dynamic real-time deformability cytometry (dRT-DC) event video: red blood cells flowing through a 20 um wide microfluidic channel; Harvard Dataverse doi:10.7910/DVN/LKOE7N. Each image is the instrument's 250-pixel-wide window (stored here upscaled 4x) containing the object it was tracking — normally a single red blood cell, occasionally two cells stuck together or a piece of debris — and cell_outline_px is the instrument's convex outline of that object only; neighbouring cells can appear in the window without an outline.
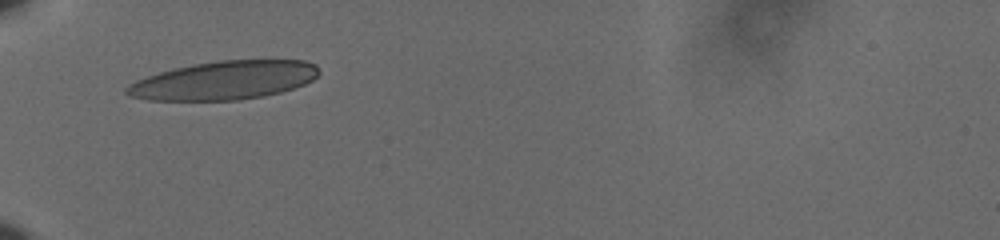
{"species": "human", "species_latin": "Homo sapiens", "temperature_condition": "cold", "stored_images_in_passage": 31, "camera_frame_rate_fps": 3000, "um_per_image_px": 0.085, "donor": {"sex": "male"}, "frame": {"image": 1, "passage_image": 1, "time_ms": 0.0, "image_size_px": [1000, 240], "cell_outline_px": [[320, 72], [312, 80], [304, 84], [280, 92], [264, 96], [236, 100], [148, 100], [128, 96], [124, 92], [124, 88], [128, 84], [136, 80], [160, 72], [192, 64], [220, 60], [304, 60], [316, 64]], "centroid_in_image_um": [19.03, 6.83], "position_along_channel_um": 66.0, "area_um2": 43.12}}
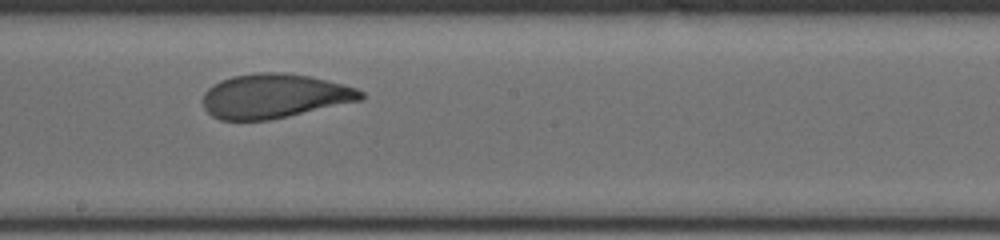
{"frame": {"image": 2, "passage_image": 15, "time_ms": 4.667, "image_size_px": [1000, 240], "cell_outline_px": [[364, 96], [360, 100], [288, 116], [268, 120], [220, 120], [212, 116], [204, 108], [204, 92], [212, 84], [220, 80], [232, 76], [256, 72], [284, 72], [308, 76], [328, 80], [356, 88], [364, 92]], "centroid_in_image_um": [23.29, 8.15], "position_along_channel_um": 224.9, "area_um2": 40.69}}
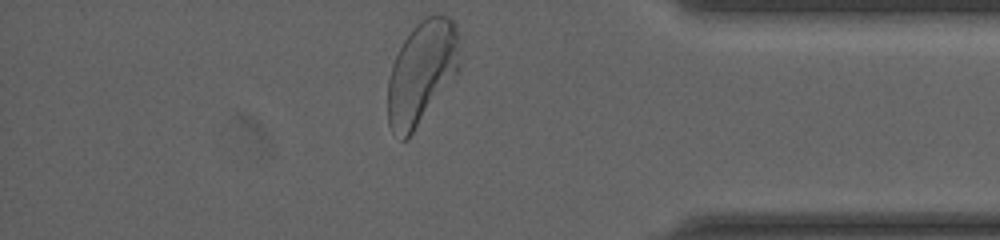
{"frame": {"image": 3, "passage_image": 31, "time_ms": 10.0, "image_size_px": [1000, 240], "cell_outline_px": [[460, 68], [408, 140], [400, 140], [392, 132], [388, 124], [388, 80], [392, 64], [404, 40], [412, 28], [420, 20], [428, 16], [448, 16], [456, 24], [460, 40]], "centroid_in_image_um": [35.85, 6.18], "position_along_channel_um": 399.3, "area_um2": 43.35}, "authors_computed_cell_mechanics": {"area_um2": 41.3848, "velocity_mm_per_s": 3.5876, "shape_relaxation_time_tau1_ms": 3.8689, "shape_relaxation_time_tau2_ms": 0.8462, "deformation_change_tau1": 0.1745, "deformation_change_tau2": 0.0653}}